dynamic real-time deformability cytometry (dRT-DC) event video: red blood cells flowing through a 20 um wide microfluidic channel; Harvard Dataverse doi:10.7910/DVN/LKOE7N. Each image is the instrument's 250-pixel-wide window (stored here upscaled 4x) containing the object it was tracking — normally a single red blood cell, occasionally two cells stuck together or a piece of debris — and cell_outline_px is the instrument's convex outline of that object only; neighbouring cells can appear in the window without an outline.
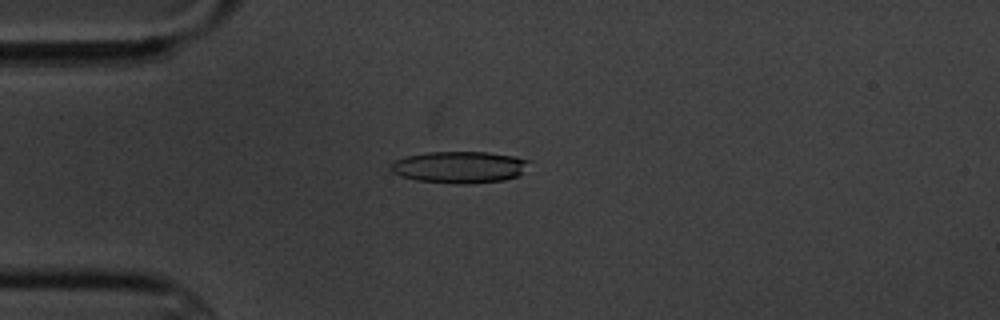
{"species": "common noctule bat (a hibernating species)", "species_latin": "Nyctalus noctula", "temperature_condition": "cold", "stored_images_in_passage": 6, "camera_frame_rate_fps": 3000, "um_per_image_px": 0.085, "animal": {"sex": "male", "body_mass_g": 20.1, "forearm_length_mm": 53.5}, "frame": {"image": 1, "passage_image": 4, "time_ms": 3.667, "image_size_px": [1000, 320], "cell_outline_px": [[532, 160], [520, 176], [504, 180], [468, 184], [460, 184], [416, 180], [400, 176], [392, 172], [388, 168], [388, 164], [396, 160], [408, 156], [428, 152], [488, 152], [516, 156]], "centroid_in_image_um": [39.08, 14.21], "position_along_channel_um": 45.9, "area_um2": 25.89}}
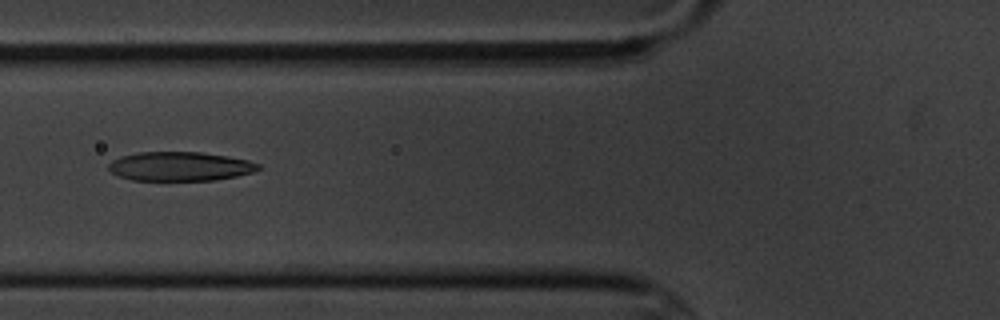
{"frame": {"image": 2, "passage_image": 6, "time_ms": 6.0, "image_size_px": [1000, 320], "cell_outline_px": [[260, 168], [252, 172], [236, 176], [216, 180], [132, 180], [116, 176], [108, 168], [108, 164], [112, 160], [120, 156], [140, 152], [200, 152], [228, 156], [248, 160], [260, 164]], "centroid_in_image_um": [15.27, 14.14], "position_along_channel_um": 110.5, "area_um2": 25.43}}